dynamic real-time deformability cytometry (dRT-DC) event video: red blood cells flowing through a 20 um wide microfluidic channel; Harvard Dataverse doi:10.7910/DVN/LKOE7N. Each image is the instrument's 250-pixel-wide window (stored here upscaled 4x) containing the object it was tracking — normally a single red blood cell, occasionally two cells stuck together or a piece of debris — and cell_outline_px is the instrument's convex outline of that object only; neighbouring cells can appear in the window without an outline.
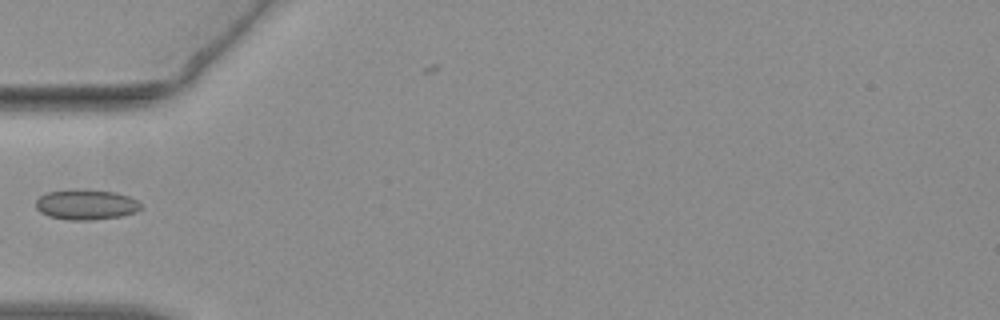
{"species": "common noctule bat (a hibernating species)", "species_latin": "Nyctalus noctula", "temperature_condition": "warm", "stored_images_in_passage": 22, "camera_frame_rate_fps": 3000, "um_per_image_px": 0.085, "animal": {"sex": "female", "body_mass_g": 19.3, "forearm_length_mm": 54.1}, "frame": {"image": 1, "passage_image": 1, "time_ms": 0.0, "image_size_px": [1000, 320], "cell_outline_px": [[144, 208], [136, 212], [120, 216], [92, 220], [64, 220], [48, 216], [40, 212], [36, 208], [36, 200], [40, 196], [48, 192], [116, 192], [128, 196], [136, 200]], "centroid_in_image_um": [7.34, 17.45], "position_along_channel_um": 77.7, "area_um2": 17.8}}
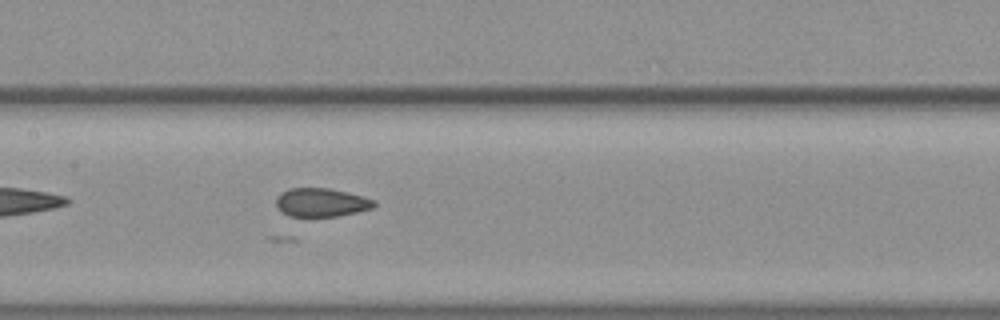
{"frame": {"image": 2, "passage_image": 9, "time_ms": 2.667, "image_size_px": [1000, 320], "cell_outline_px": [[376, 204], [372, 208], [356, 212], [336, 216], [308, 220], [288, 216], [276, 204], [276, 196], [280, 192], [288, 188], [328, 188], [364, 196], [376, 200]], "centroid_in_image_um": [27.28, 17.24], "position_along_channel_um": 180.1, "area_um2": 16.94}}
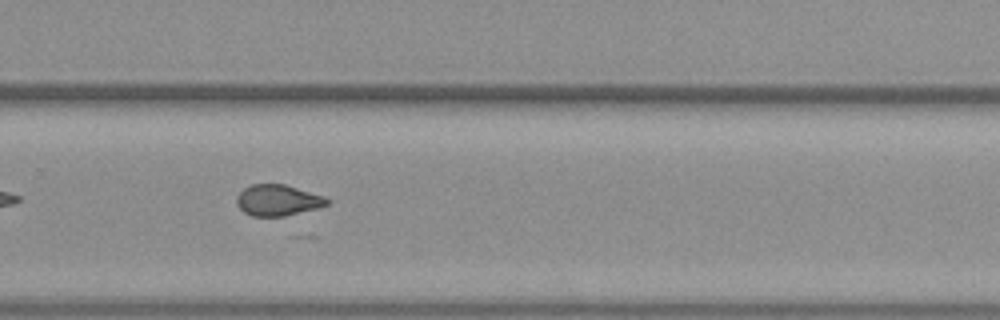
{"frame": {"image": 3, "passage_image": 19, "time_ms": 6.0, "image_size_px": [1000, 320], "cell_outline_px": [[332, 200], [328, 204], [316, 208], [284, 216], [252, 216], [244, 212], [236, 204], [236, 196], [244, 188], [252, 184], [284, 184], [324, 196]], "centroid_in_image_um": [23.6, 17.01], "position_along_channel_um": 306.2, "area_um2": 16.3}}